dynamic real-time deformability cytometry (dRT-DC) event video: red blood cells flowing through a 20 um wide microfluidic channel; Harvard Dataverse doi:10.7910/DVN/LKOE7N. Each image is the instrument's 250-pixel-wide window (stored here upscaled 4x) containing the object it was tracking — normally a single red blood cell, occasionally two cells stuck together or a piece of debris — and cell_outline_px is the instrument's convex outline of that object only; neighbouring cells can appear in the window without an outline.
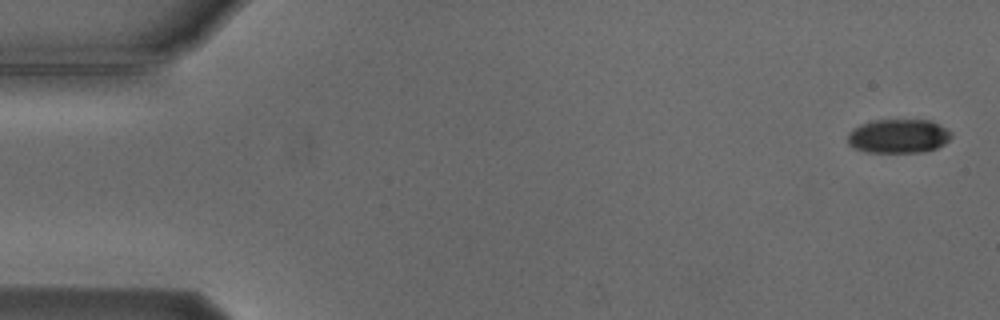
{"species": "Egyptian fruit bat (a non-hibernating species)", "species_latin": "Rousettus aegyptiacus", "temperature_condition": "cold", "stored_images_in_passage": 4, "camera_frame_rate_fps": 3000, "um_per_image_px": 0.085, "animal": {"sex": "male"}, "frame": {"image": 1, "passage_image": 1, "time_ms": 0.0, "image_size_px": [1000, 320], "cell_outline_px": [[952, 136], [944, 144], [936, 148], [920, 152], [868, 152], [856, 148], [848, 144], [848, 132], [852, 128], [860, 124], [872, 120], [928, 120], [952, 132]], "centroid_in_image_um": [76.33, 11.56], "position_along_channel_um": 8.7, "area_um2": 20.4}}
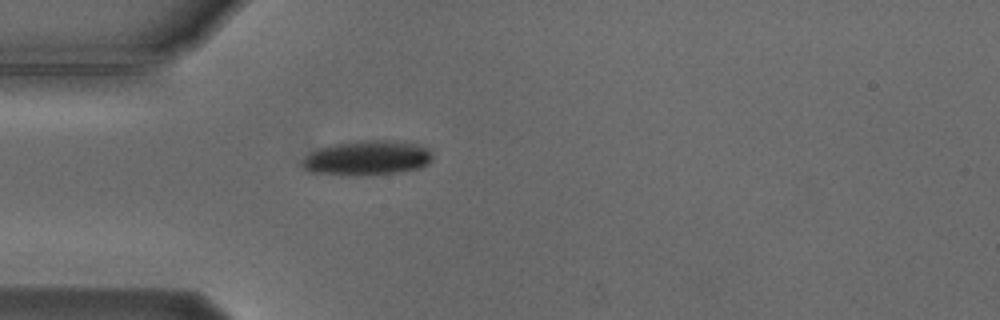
{"frame": {"image": 2, "passage_image": 4, "time_ms": 4.667, "image_size_px": [1000, 320], "cell_outline_px": [[432, 160], [428, 164], [420, 168], [400, 172], [312, 172], [304, 168], [300, 164], [312, 152], [320, 148], [336, 144], [372, 140], [384, 140], [412, 144], [428, 148], [432, 156]], "centroid_in_image_um": [31.28, 13.38], "position_along_channel_um": 53.7, "area_um2": 24.51}}